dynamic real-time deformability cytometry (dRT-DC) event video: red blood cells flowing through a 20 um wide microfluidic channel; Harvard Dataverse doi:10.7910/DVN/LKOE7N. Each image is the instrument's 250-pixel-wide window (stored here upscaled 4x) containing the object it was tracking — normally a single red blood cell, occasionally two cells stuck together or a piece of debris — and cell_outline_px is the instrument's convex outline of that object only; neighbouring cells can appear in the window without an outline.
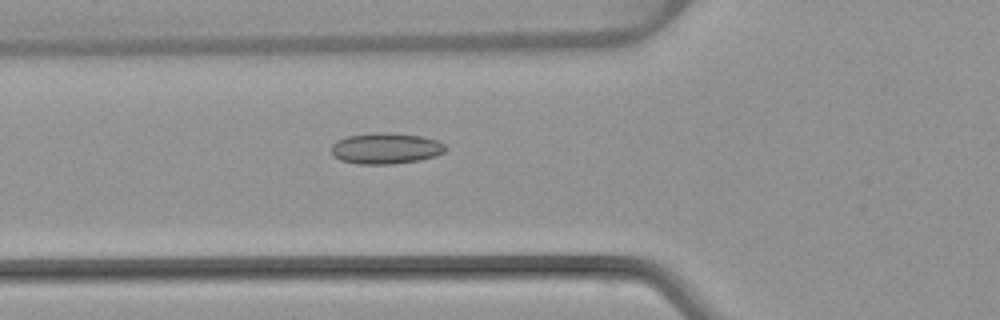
{"species": "common noctule bat (a hibernating species)", "species_latin": "Nyctalus noctula", "temperature_condition": "warm", "stored_images_in_passage": 41, "camera_frame_rate_fps": 3000, "um_per_image_px": 0.085, "animal": {"sex": "female", "body_mass_g": 22.7, "forearm_length_mm": 54.2}, "frame": {"image": 1, "passage_image": 7, "time_ms": 2.0, "image_size_px": [1000, 320], "cell_outline_px": [[448, 148], [444, 152], [436, 156], [420, 160], [392, 164], [356, 164], [340, 160], [332, 156], [332, 144], [336, 140], [348, 136], [376, 132], [380, 132], [420, 136], [436, 140], [444, 144]], "centroid_in_image_um": [32.77, 12.62], "position_along_channel_um": 93.0, "area_um2": 20.69}}
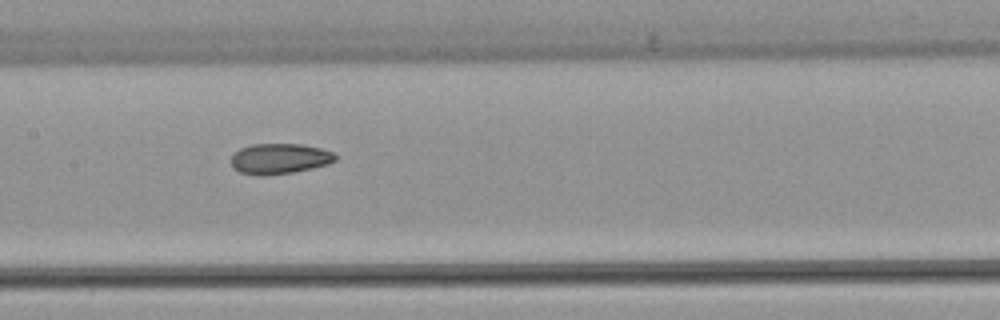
{"frame": {"image": 2, "passage_image": 14, "time_ms": 4.333, "image_size_px": [1000, 320], "cell_outline_px": [[336, 160], [328, 164], [312, 168], [292, 172], [264, 176], [260, 176], [240, 172], [232, 168], [232, 156], [240, 148], [252, 144], [300, 144], [320, 148], [332, 152], [336, 156]], "centroid_in_image_um": [23.75, 13.49], "position_along_channel_um": 183.7, "area_um2": 18.44}}
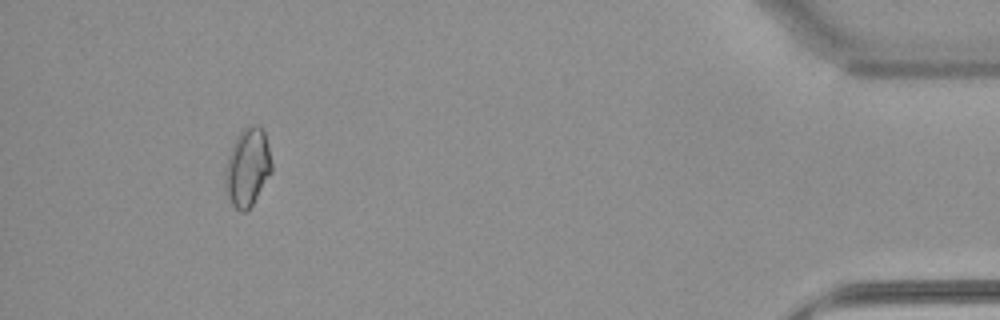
{"frame": {"image": 3, "passage_image": 37, "time_ms": 12.0, "image_size_px": [1000, 320], "cell_outline_px": [[272, 172], [252, 204], [244, 212], [240, 212], [232, 204], [224, 188], [224, 172], [228, 156], [232, 144], [236, 136], [248, 124], [260, 124], [264, 132], [272, 164]], "centroid_in_image_um": [21.02, 14.19], "position_along_channel_um": 414.2, "area_um2": 21.27}, "authors_computed_cell_mechanics": {"area_um2": 18.6694, "velocity_mm_per_s": 3.8622, "shape_relaxation_time_tau1_ms": null, "shape_relaxation_time_tau2_ms": 5.2841, "deformation_change_tau1": null, "deformation_change_tau2": 0.1013}}